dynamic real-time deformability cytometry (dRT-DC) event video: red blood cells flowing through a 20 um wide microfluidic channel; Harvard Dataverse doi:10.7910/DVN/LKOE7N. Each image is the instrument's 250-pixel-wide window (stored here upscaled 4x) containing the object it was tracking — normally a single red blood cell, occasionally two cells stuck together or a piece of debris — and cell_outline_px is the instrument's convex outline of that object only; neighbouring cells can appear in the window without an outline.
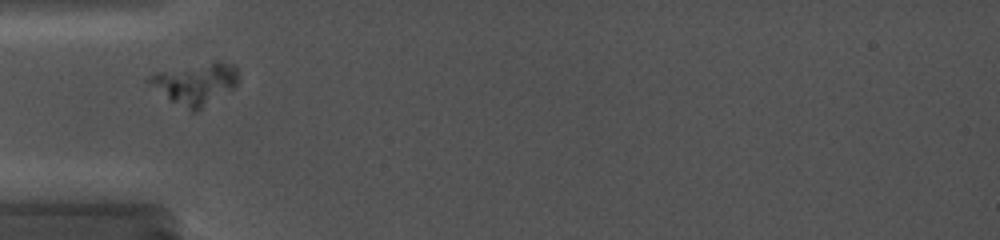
{"species": "common noctule bat (a hibernating species)", "species_latin": "Nyctalus noctula", "temperature_condition": "cold", "stored_images_in_passage": 6, "camera_frame_rate_fps": 5000, "um_per_image_px": 0.085, "animal": {"sex": "female", "body_mass_g": 19.0, "forearm_length_mm": 56.7}, "frame": {"image": 1, "passage_image": 3, "time_ms": 2.0, "image_size_px": [1000, 240], "cell_outline_px": [[236, 84], [232, 88], [196, 112], [192, 112], [172, 100], [148, 84], [148, 76], [156, 72], [216, 60], [220, 60], [232, 64], [236, 68]], "centroid_in_image_um": [16.6, 7.08], "position_along_channel_um": 68.4, "area_um2": 21.1}}
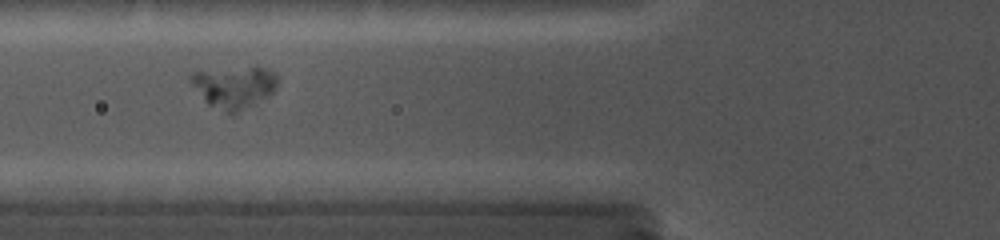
{"frame": {"image": 2, "passage_image": 4, "time_ms": 3.0, "image_size_px": [1000, 240], "cell_outline_px": [[276, 88], [268, 96], [236, 112], [224, 112], [208, 104], [204, 100], [192, 84], [188, 76], [192, 72], [256, 64], [268, 68], [276, 72]], "centroid_in_image_um": [19.91, 7.32], "position_along_channel_um": 105.9, "area_um2": 21.44}}